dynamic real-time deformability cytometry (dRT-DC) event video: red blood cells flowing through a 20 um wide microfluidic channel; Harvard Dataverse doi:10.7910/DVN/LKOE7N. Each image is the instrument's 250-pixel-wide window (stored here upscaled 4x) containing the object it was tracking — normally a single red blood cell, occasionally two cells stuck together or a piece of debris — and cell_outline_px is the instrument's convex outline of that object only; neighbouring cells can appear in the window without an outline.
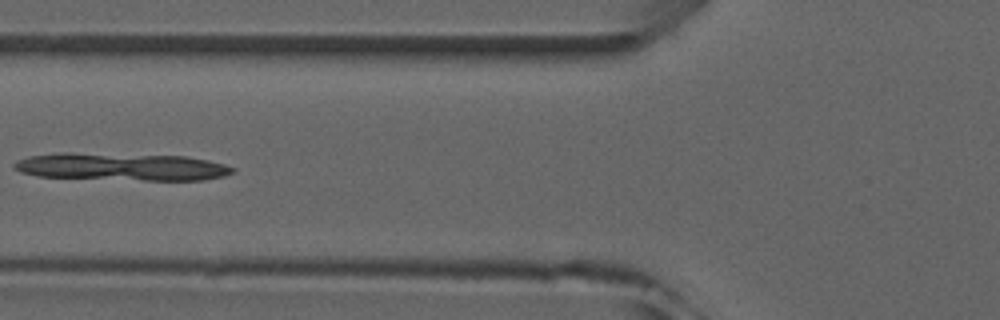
{"species": "common noctule bat (a hibernating species)", "species_latin": "Nyctalus noctula", "temperature_condition": "room temperature", "stored_images_in_passage": 8, "camera_frame_rate_fps": 3000, "um_per_image_px": 0.085, "animal": {"sex": "male", "forearm_length_mm": 52.5}, "frame": {"image": 1, "passage_image": 6, "time_ms": 6.0, "image_size_px": [1000, 320], "cell_outline_px": [[236, 172], [224, 176], [204, 180], [144, 180], [36, 176], [20, 172], [12, 168], [12, 164], [16, 160], [28, 156], [60, 152], [68, 152], [188, 156], [208, 160], [224, 164], [236, 168]], "centroid_in_image_um": [10.33, 14.16], "position_along_channel_um": 115.5, "area_um2": 35.43}}
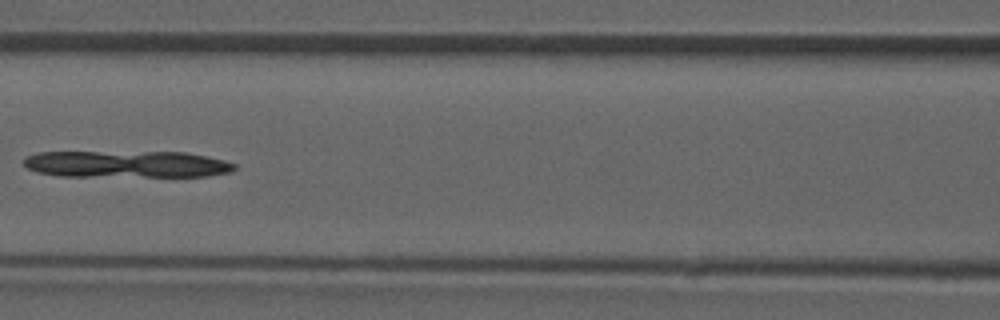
{"frame": {"image": 2, "passage_image": 7, "time_ms": 7.0, "image_size_px": [1000, 320], "cell_outline_px": [[236, 168], [232, 172], [208, 176], [60, 176], [36, 172], [28, 168], [24, 164], [24, 156], [36, 152], [184, 152], [208, 156], [224, 160], [236, 164]], "centroid_in_image_um": [10.77, 13.95], "position_along_channel_um": 155.8, "area_um2": 33.18}}